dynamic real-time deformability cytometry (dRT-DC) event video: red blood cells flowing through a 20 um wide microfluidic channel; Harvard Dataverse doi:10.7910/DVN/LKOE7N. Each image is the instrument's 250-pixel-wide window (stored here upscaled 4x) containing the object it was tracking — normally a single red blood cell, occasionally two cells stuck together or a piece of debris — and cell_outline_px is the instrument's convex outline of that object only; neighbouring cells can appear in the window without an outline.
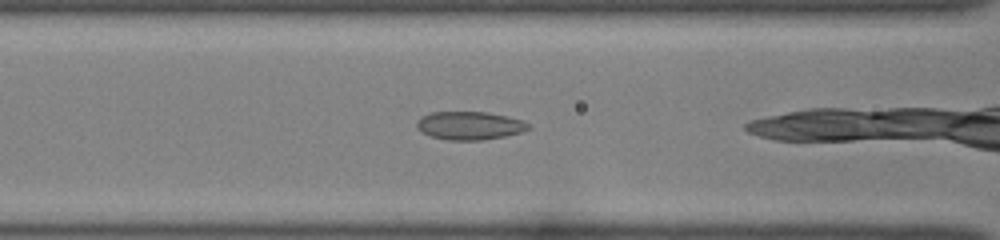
{"species": "common noctule bat (a hibernating species)", "species_latin": "Nyctalus noctula", "temperature_condition": "room temperature", "stored_images_in_passage": 14, "camera_frame_rate_fps": 3000, "um_per_image_px": 0.085, "animal": {"sex": "female", "body_mass_g": 22.0, "forearm_length_mm": 56.7}, "frame": {"image": 1, "passage_image": 12, "time_ms": 3.667, "image_size_px": [1000, 240], "cell_outline_px": [[532, 128], [524, 132], [484, 140], [448, 140], [432, 136], [420, 132], [416, 128], [416, 124], [424, 116], [432, 112], [488, 112], [508, 116], [524, 120]], "centroid_in_image_um": [39.97, 10.68], "position_along_channel_um": 126.6, "area_um2": 18.44}}